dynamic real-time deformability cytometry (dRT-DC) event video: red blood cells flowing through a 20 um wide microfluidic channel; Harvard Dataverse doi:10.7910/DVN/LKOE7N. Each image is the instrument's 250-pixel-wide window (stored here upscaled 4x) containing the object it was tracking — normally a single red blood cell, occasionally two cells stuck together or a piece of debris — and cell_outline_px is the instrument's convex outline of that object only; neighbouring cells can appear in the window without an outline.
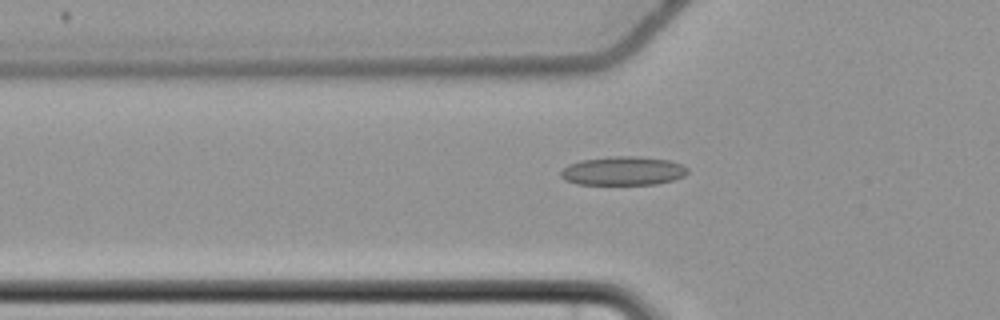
{"species": "common noctule bat (a hibernating species)", "species_latin": "Nyctalus noctula", "temperature_condition": "cold", "stored_images_in_passage": 40, "camera_frame_rate_fps": 3000, "um_per_image_px": 0.085, "animal": {"sex": "female", "body_mass_g": 22.7, "forearm_length_mm": 54.2}, "frame": {"image": 1, "passage_image": 3, "time_ms": 0.667, "image_size_px": [1000, 320], "cell_outline_px": [[688, 172], [684, 176], [672, 180], [656, 184], [576, 184], [564, 180], [560, 176], [560, 172], [568, 164], [580, 160], [608, 156], [640, 156], [668, 160], [680, 164], [688, 168]], "centroid_in_image_um": [52.93, 14.52], "position_along_channel_um": 72.9, "area_um2": 21.39}}
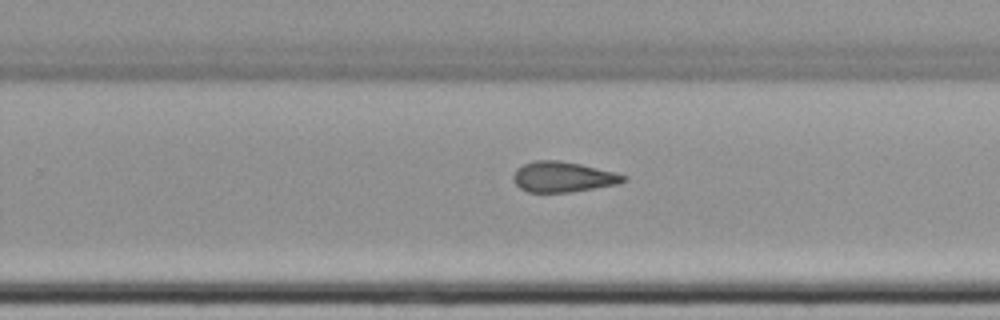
{"frame": {"image": 2, "passage_image": 20, "time_ms": 6.333, "image_size_px": [1000, 320], "cell_outline_px": [[628, 180], [620, 184], [568, 192], [528, 192], [520, 188], [512, 180], [512, 176], [516, 168], [524, 164], [536, 160], [556, 160], [580, 164], [616, 172], [628, 176]], "centroid_in_image_um": [47.87, 15.03], "position_along_channel_um": 281.9, "area_um2": 19.65}}
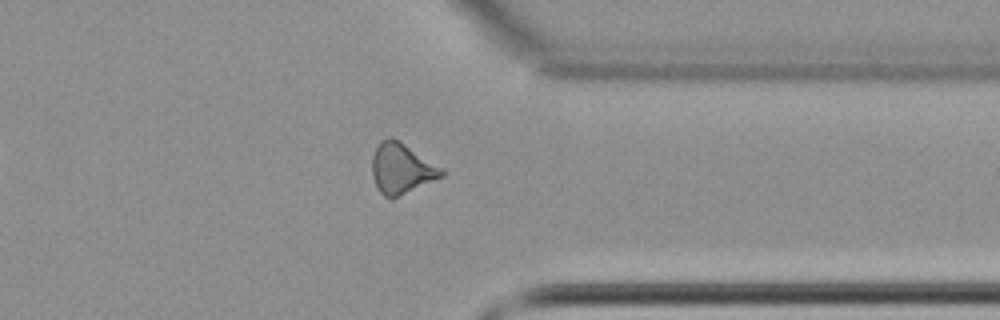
{"frame": {"image": 3, "passage_image": 28, "time_ms": 9.0, "image_size_px": [1000, 320], "cell_outline_px": [[444, 176], [392, 200], [384, 196], [380, 192], [372, 176], [372, 156], [380, 140], [388, 136], [392, 136], [400, 140], [444, 168]], "centroid_in_image_um": [34.14, 14.31], "position_along_channel_um": 377.3, "area_um2": 20.92}, "authors_computed_cell_mechanics": {"area_um2": 19.4786, "velocity_mm_per_s": 3.7006, "shape_relaxation_time_tau1_ms": null, "shape_relaxation_time_tau2_ms": 5.6395, "deformation_change_tau1": null, "deformation_change_tau2": 0.1243}}